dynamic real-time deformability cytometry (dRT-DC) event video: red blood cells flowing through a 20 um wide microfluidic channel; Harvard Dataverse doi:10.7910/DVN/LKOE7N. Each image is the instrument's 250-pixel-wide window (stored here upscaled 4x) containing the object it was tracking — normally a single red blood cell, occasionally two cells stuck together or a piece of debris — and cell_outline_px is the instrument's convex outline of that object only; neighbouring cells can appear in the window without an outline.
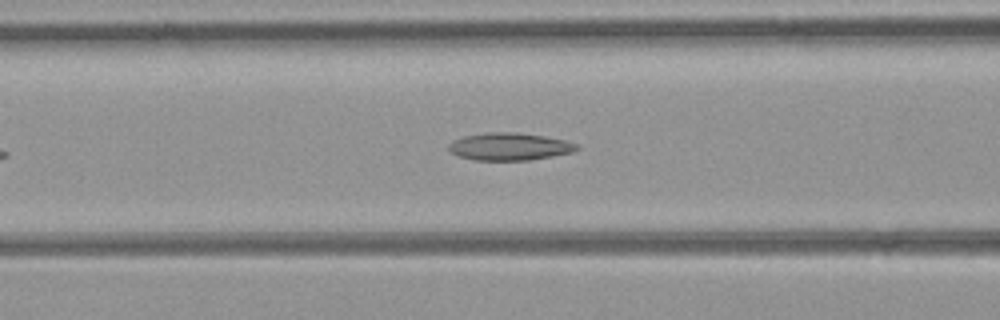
{"species": "common noctule bat (a hibernating species)", "species_latin": "Nyctalus noctula", "temperature_condition": "room temperature", "stored_images_in_passage": 34, "camera_frame_rate_fps": 3000, "um_per_image_px": 0.085, "animal": {"sex": "female", "body_mass_g": 21.9}, "frame": {"image": 1, "passage_image": 11, "time_ms": 3.333, "image_size_px": [1000, 320], "cell_outline_px": [[580, 148], [572, 152], [552, 156], [528, 160], [476, 160], [460, 156], [448, 152], [448, 144], [452, 140], [464, 136], [484, 132], [516, 132], [544, 136], [564, 140], [576, 144]], "centroid_in_image_um": [43.26, 12.45], "position_along_channel_um": 123.3, "area_um2": 20.52}}
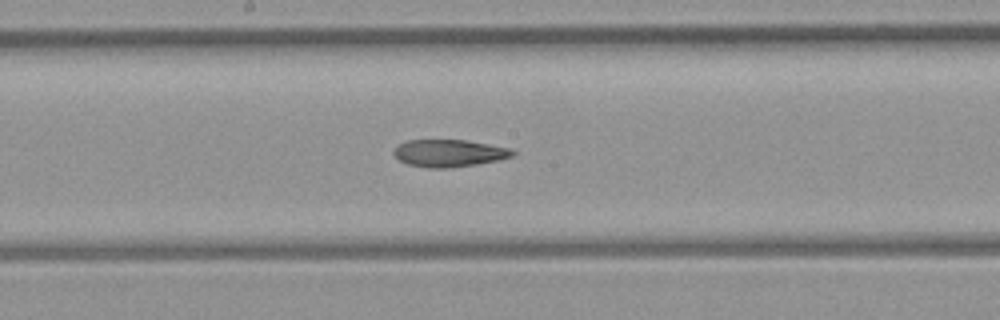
{"frame": {"image": 2, "passage_image": 17, "time_ms": 5.333, "image_size_px": [1000, 320], "cell_outline_px": [[516, 152], [512, 156], [496, 160], [476, 164], [452, 168], [428, 168], [408, 164], [400, 160], [392, 152], [400, 144], [408, 140], [464, 140], [508, 148]], "centroid_in_image_um": [38.14, 13.02], "position_along_channel_um": 210.1, "area_um2": 18.55}}
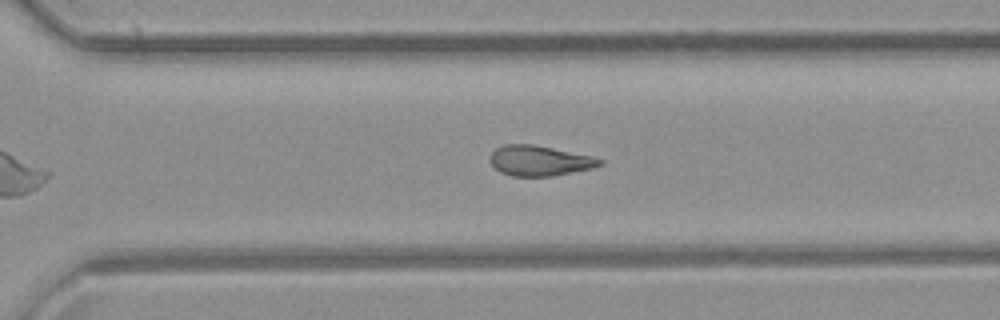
{"frame": {"image": 3, "passage_image": 25, "time_ms": 8.0, "image_size_px": [1000, 320], "cell_outline_px": [[604, 164], [592, 168], [552, 176], [512, 176], [500, 172], [488, 160], [488, 156], [496, 148], [504, 144], [532, 144], [592, 156], [604, 160]], "centroid_in_image_um": [45.84, 13.66], "position_along_channel_um": 324.8, "area_um2": 19.36}, "authors_computed_cell_mechanics": {"area_um2": 19.6809, "velocity_mm_per_s": 4.3258, "shape_relaxation_time_tau1_ms": 8.2716, "shape_relaxation_time_tau2_ms": 5.3339, "deformation_change_tau1": 0.1953, "deformation_change_tau2": 0.1602}}